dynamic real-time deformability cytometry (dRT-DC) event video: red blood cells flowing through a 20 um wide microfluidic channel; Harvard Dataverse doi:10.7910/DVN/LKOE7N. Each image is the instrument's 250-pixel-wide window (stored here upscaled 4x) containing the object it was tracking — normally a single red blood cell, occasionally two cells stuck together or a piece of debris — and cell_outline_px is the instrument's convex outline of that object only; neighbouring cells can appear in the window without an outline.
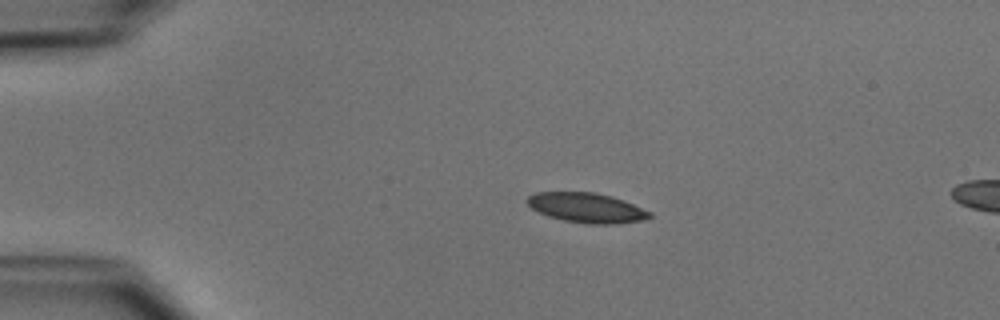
{"species": "common noctule bat (a hibernating species)", "species_latin": "Nyctalus noctula", "temperature_condition": "cold", "stored_images_in_passage": 15, "camera_frame_rate_fps": 3000, "um_per_image_px": 0.085, "animal": {"sex": "male", "body_mass_g": 15.6}, "frame": {"image": 1, "passage_image": 11, "time_ms": 3.333, "image_size_px": [1000, 320], "cell_outline_px": [[652, 216], [644, 220], [616, 224], [588, 224], [564, 220], [548, 216], [532, 208], [524, 200], [528, 196], [536, 192], [596, 192], [612, 196], [652, 212]], "centroid_in_image_um": [49.86, 17.66], "position_along_channel_um": 35.1, "area_um2": 21.27}}